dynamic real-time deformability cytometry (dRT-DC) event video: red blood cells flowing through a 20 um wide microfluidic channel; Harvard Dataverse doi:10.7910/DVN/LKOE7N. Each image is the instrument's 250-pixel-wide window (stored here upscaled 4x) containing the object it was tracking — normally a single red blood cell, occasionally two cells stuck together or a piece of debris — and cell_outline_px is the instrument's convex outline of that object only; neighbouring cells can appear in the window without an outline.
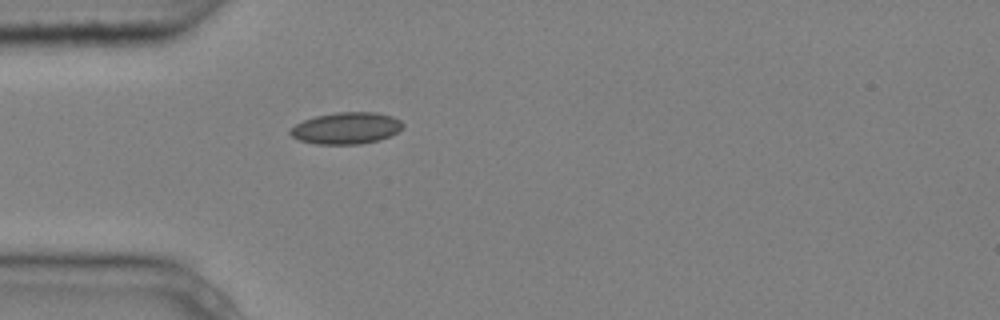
{"species": "common noctule bat (a hibernating species)", "species_latin": "Nyctalus noctula", "temperature_condition": "cold", "stored_images_in_passage": 1, "camera_frame_rate_fps": 3000, "um_per_image_px": 0.085, "animal": {"sex": "male", "body_mass_g": 20.4}, "frame": {"image": 1, "passage_image": 1, "time_ms": 0.0, "image_size_px": [1000, 320], "cell_outline_px": [[404, 128], [400, 132], [380, 140], [360, 144], [316, 144], [300, 140], [292, 136], [288, 132], [296, 124], [304, 120], [316, 116], [336, 112], [376, 112], [392, 116], [400, 120], [404, 124]], "centroid_in_image_um": [29.49, 10.89], "position_along_channel_um": 55.5, "area_um2": 20.92}}